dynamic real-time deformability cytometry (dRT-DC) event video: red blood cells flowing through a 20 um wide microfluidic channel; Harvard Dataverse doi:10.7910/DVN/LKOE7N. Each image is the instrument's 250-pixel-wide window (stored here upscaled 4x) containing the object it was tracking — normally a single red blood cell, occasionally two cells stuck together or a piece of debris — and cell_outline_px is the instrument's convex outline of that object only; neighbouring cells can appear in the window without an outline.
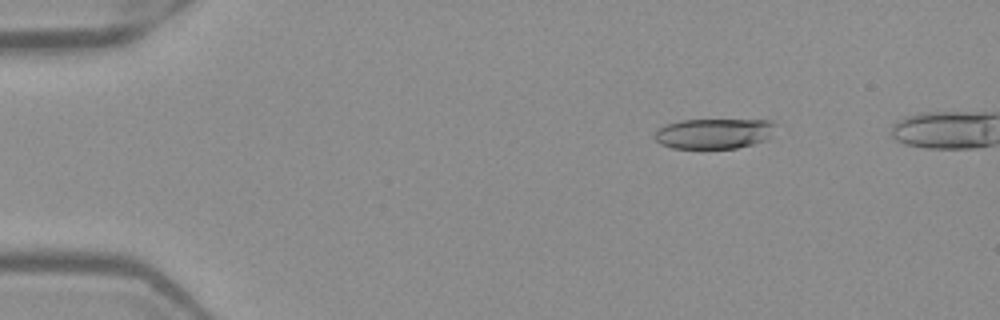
{"species": "Egyptian fruit bat (a non-hibernating species)", "species_latin": "Rousettus aegyptiacus", "temperature_condition": "warm", "stored_images_in_passage": 43, "camera_frame_rate_fps": 3000, "um_per_image_px": 0.085, "frame": {"image": 1, "passage_image": 2, "time_ms": 0.333, "image_size_px": [1000, 320], "cell_outline_px": [[776, 124], [772, 136], [764, 140], [752, 144], [736, 148], [672, 148], [660, 144], [652, 136], [660, 128], [668, 124], [680, 120], [768, 120]], "centroid_in_image_um": [60.69, 11.35], "position_along_channel_um": 24.3, "area_um2": 21.27}}
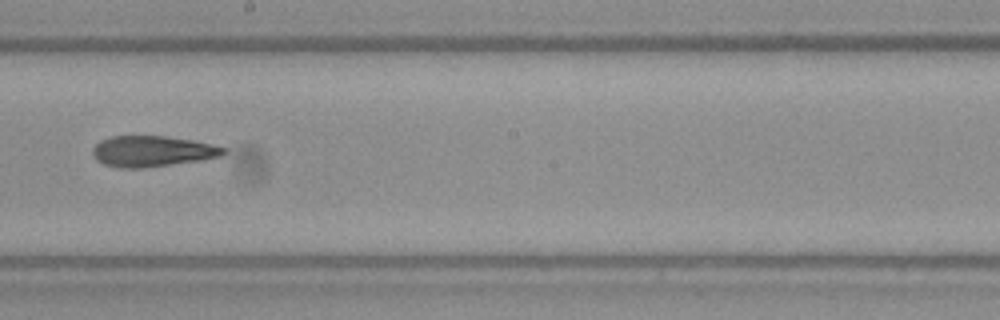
{"frame": {"image": 2, "passage_image": 24, "time_ms": 7.667, "image_size_px": [1000, 320], "cell_outline_px": [[228, 148], [220, 156], [200, 160], [144, 168], [120, 168], [104, 164], [96, 160], [92, 152], [92, 148], [100, 140], [112, 136], [164, 136], [192, 140]], "centroid_in_image_um": [12.9, 12.86], "position_along_channel_um": 235.3, "area_um2": 23.41}}
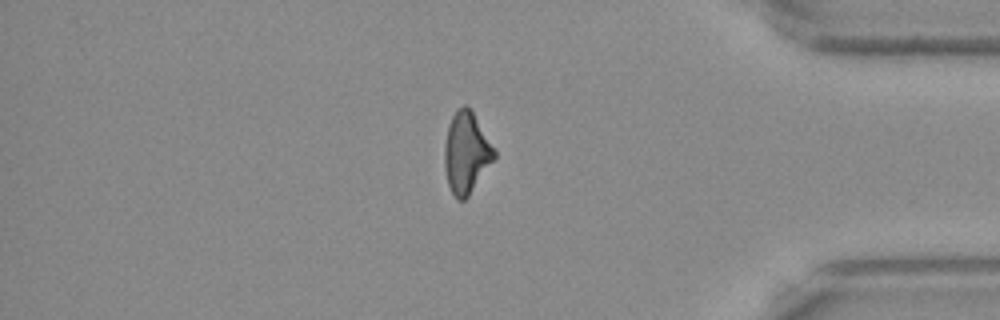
{"frame": {"image": 3, "passage_image": 38, "time_ms": 12.333, "image_size_px": [1000, 320], "cell_outline_px": [[496, 156], [468, 196], [464, 200], [456, 200], [448, 184], [444, 168], [444, 144], [448, 124], [452, 116], [464, 104], [472, 112], [496, 152]], "centroid_in_image_um": [39.6, 13.01], "position_along_channel_um": 395.6, "area_um2": 23.06}, "authors_computed_cell_mechanics": {"area_um2": 23.3512, "velocity_mm_per_s": 3.9905, "shape_relaxation_time_tau1_ms": null, "shape_relaxation_time_tau2_ms": 9.6347, "deformation_change_tau1": null, "deformation_change_tau2": 0.2365}}